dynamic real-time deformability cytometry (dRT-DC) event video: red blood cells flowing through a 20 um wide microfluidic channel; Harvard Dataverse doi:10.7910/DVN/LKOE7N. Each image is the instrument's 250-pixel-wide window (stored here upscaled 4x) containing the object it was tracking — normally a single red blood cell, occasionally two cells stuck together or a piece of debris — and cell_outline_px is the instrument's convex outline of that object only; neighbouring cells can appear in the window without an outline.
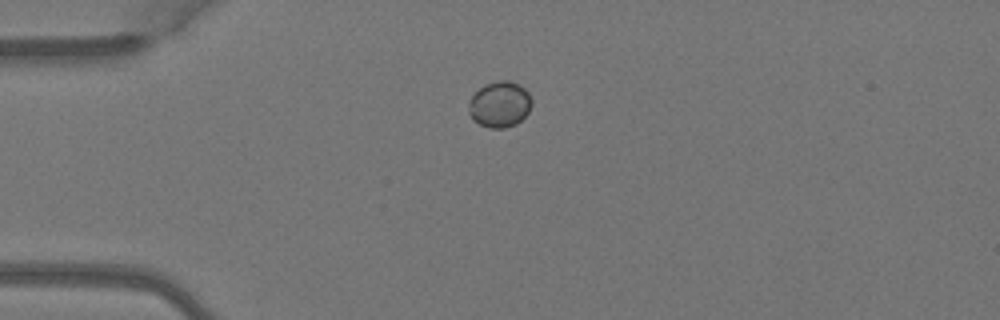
{"species": "Egyptian fruit bat (a non-hibernating species)", "species_latin": "Rousettus aegyptiacus", "temperature_condition": "warm", "stored_images_in_passage": 3, "camera_frame_rate_fps": 3000, "um_per_image_px": 0.085, "animal": {"sex": "female"}, "frame": {"image": 1, "passage_image": 1, "time_ms": 0.0, "image_size_px": [1000, 320], "cell_outline_px": [[532, 104], [528, 112], [516, 124], [504, 128], [488, 128], [472, 120], [468, 112], [468, 104], [472, 96], [484, 84], [500, 80], [508, 80], [520, 84], [528, 92], [532, 100]], "centroid_in_image_um": [42.47, 8.87], "position_along_channel_um": 42.5, "area_um2": 16.99}}
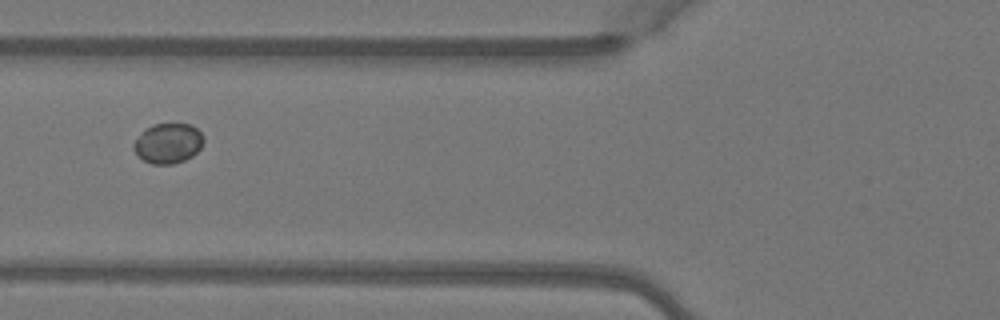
{"frame": {"image": 2, "passage_image": 3, "time_ms": 0.667, "image_size_px": [1000, 320], "cell_outline_px": [[204, 140], [200, 148], [192, 156], [184, 160], [172, 164], [152, 164], [144, 160], [132, 148], [132, 144], [152, 124], [192, 124], [204, 136]], "centroid_in_image_um": [14.32, 12.18], "position_along_channel_um": 111.5, "area_um2": 16.07}}